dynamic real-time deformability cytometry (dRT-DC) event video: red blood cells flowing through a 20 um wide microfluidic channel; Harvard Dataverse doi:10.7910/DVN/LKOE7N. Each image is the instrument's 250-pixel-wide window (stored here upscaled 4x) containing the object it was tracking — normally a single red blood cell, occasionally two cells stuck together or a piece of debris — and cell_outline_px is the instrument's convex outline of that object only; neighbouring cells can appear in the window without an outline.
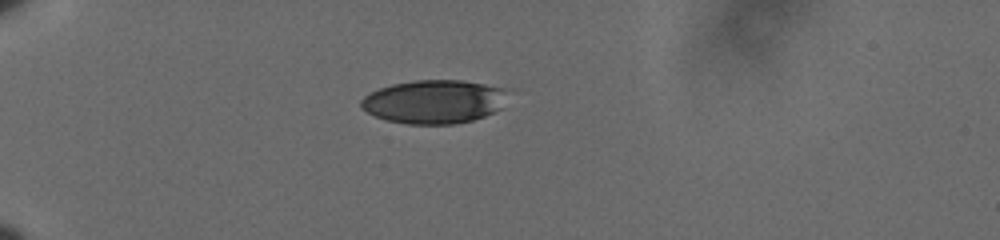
{"species": "human", "species_latin": "Homo sapiens", "temperature_condition": "cold", "stored_images_in_passage": 42, "camera_frame_rate_fps": 3000, "um_per_image_px": 0.085, "donor": {"sex": "male"}, "frame": {"image": 1, "passage_image": 1, "time_ms": 0.0, "image_size_px": [1000, 240], "cell_outline_px": [[504, 88], [500, 108], [484, 116], [472, 120], [452, 124], [408, 124], [388, 120], [376, 116], [360, 108], [360, 100], [364, 96], [380, 88], [392, 84], [416, 80], [464, 80]], "centroid_in_image_um": [36.82, 8.64], "position_along_channel_um": 48.2, "area_um2": 36.7}}
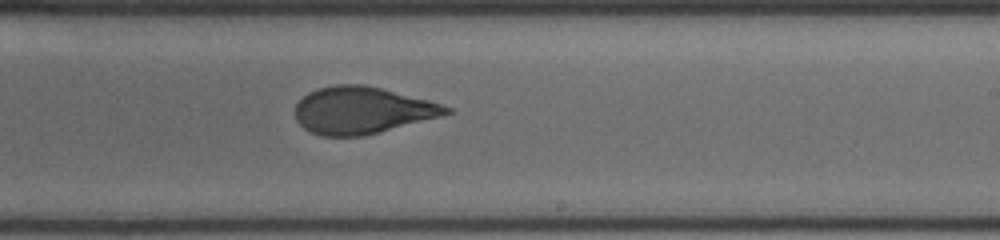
{"frame": {"image": 2, "passage_image": 22, "time_ms": 7.0, "image_size_px": [1000, 240], "cell_outline_px": [[452, 112], [440, 116], [364, 136], [320, 136], [304, 128], [296, 120], [296, 104], [308, 92], [320, 88], [336, 84], [364, 84], [428, 100], [452, 108]], "centroid_in_image_um": [30.75, 9.38], "position_along_channel_um": 258.2, "area_um2": 40.92}}
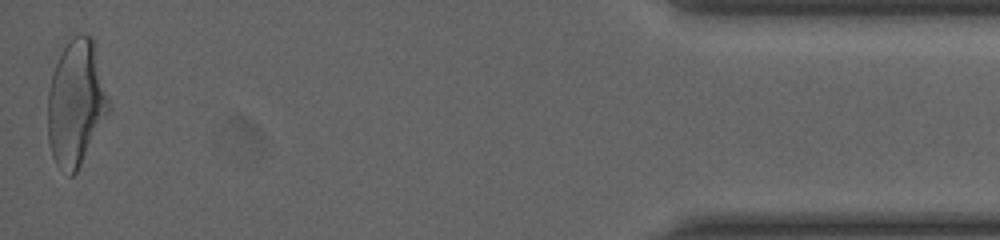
{"frame": {"image": 3, "passage_image": 42, "time_ms": 13.667, "image_size_px": [1000, 240], "cell_outline_px": [[108, 112], [76, 172], [72, 176], [68, 176], [56, 164], [52, 156], [48, 140], [48, 88], [52, 72], [64, 36], [76, 32], [84, 32], [92, 36], [108, 100]], "centroid_in_image_um": [6.4, 8.63], "position_along_channel_um": 428.8, "area_um2": 44.97}, "authors_computed_cell_mechanics": {"area_um2": 41.8472, "velocity_mm_per_s": 3.6087, "shape_relaxation_time_tau1_ms": 5.1996, "shape_relaxation_time_tau2_ms": 1.1418, "deformation_change_tau1": 0.1818, "deformation_change_tau2": 0.0789}}